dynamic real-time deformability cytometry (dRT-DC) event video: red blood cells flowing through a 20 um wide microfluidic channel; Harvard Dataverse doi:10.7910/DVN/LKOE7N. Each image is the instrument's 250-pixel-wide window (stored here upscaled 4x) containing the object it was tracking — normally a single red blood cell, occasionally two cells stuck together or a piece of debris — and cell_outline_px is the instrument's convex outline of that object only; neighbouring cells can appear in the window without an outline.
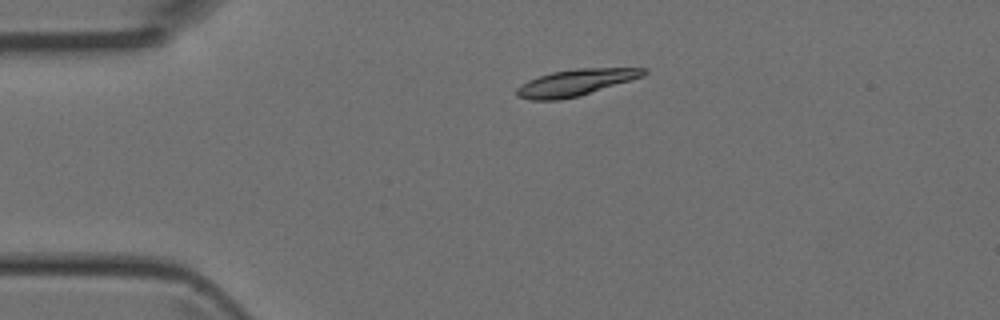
{"species": "Egyptian fruit bat (a non-hibernating species)", "species_latin": "Rousettus aegyptiacus", "temperature_condition": "room temperature", "stored_images_in_passage": 4, "camera_frame_rate_fps": 3000, "um_per_image_px": 0.085, "animal": {"sex": "female"}, "frame": {"image": 1, "passage_image": 3, "time_ms": 0.667, "image_size_px": [1000, 320], "cell_outline_px": [[648, 72], [644, 76], [580, 96], [560, 100], [532, 100], [516, 96], [516, 88], [520, 84], [528, 80], [552, 72], [576, 68], [648, 68]], "centroid_in_image_um": [48.93, 7.02], "position_along_channel_um": 36.1, "area_um2": 19.71}}